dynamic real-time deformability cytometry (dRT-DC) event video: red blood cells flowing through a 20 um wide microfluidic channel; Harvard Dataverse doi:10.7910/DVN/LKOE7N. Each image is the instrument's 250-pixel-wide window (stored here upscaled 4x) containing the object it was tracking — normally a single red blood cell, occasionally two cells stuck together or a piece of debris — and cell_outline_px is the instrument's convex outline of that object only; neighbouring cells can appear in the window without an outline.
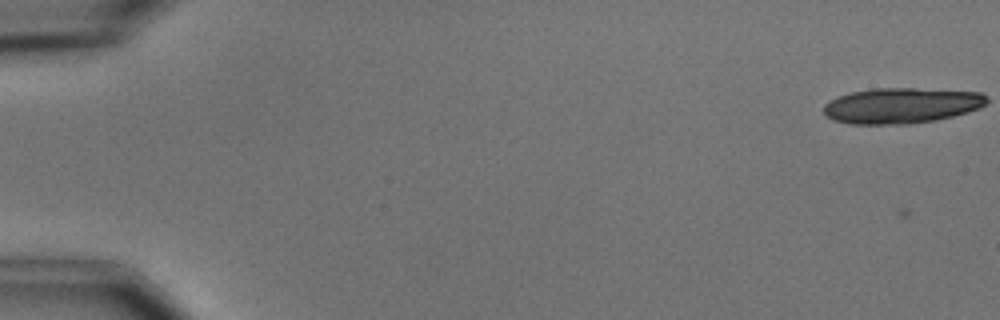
{"species": "common noctule bat (a hibernating species)", "species_latin": "Nyctalus noctula", "temperature_condition": "cold", "stored_images_in_passage": 21, "camera_frame_rate_fps": 3000, "um_per_image_px": 0.085, "animal": {"sex": "male", "body_mass_g": 15.6}, "frame": {"image": 1, "passage_image": 1, "time_ms": 0.0, "image_size_px": [1000, 320], "cell_outline_px": [[984, 100], [980, 104], [972, 108], [960, 112], [944, 116], [924, 120], [840, 120], [832, 116], [828, 112], [828, 104], [844, 96], [860, 92], [972, 92], [984, 96]], "centroid_in_image_um": [76.68, 8.96], "position_along_channel_um": 8.3, "area_um2": 26.76}}